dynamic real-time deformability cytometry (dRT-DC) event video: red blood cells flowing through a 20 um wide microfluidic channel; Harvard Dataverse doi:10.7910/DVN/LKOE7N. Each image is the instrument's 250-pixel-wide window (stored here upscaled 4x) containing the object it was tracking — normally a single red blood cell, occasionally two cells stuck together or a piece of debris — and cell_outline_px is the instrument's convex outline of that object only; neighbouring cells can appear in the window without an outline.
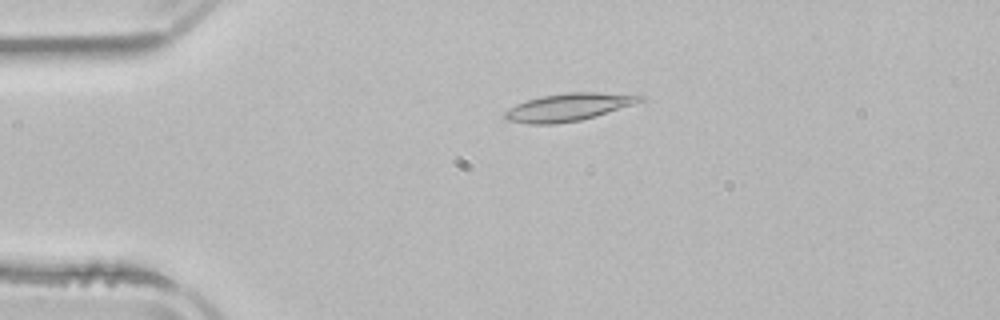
{"species": "common noctule bat (a hibernating species)", "species_latin": "Nyctalus noctula", "temperature_condition": "room temperature", "stored_images_in_passage": 4, "camera_frame_rate_fps": 3000, "um_per_image_px": 0.085, "animal": {"sex": "male", "body_mass_g": 21.5, "forearm_length_mm": 52.0}, "frame": {"image": 1, "passage_image": 3, "time_ms": 2.333, "image_size_px": [1000, 320], "cell_outline_px": [[644, 96], [640, 100], [632, 104], [596, 116], [580, 120], [552, 124], [528, 124], [508, 120], [504, 116], [504, 112], [508, 108], [516, 104], [540, 96], [568, 92], [596, 92]], "centroid_in_image_um": [48.23, 9.11], "position_along_channel_um": 36.8, "area_um2": 21.33}}